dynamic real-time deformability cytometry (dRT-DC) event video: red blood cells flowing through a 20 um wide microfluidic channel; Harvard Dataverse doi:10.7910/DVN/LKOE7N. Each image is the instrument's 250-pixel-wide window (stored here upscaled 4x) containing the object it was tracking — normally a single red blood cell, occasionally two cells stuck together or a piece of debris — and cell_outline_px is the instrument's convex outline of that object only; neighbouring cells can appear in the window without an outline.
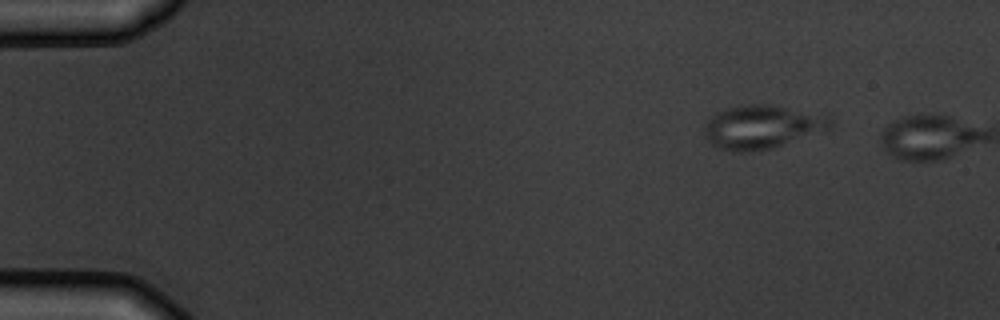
{"species": "common noctule bat (a hibernating species)", "species_latin": "Nyctalus noctula", "temperature_condition": "warm", "stored_images_in_passage": 2, "segment_of_instrument_passage": [1, 2], "camera_frame_rate_fps": 3000, "um_per_image_px": 0.085, "animal": {"sex": "male", "body_mass_g": 19.5, "forearm_length_mm": 54.6}, "frame": {"image": 1, "passage_image": 1, "time_ms": 0.0, "image_size_px": [1000, 320], "cell_outline_px": [[832, 128], [772, 148], [748, 152], [736, 152], [720, 148], [712, 144], [704, 136], [704, 124], [716, 112], [728, 108], [748, 104], [768, 104], [832, 112]], "centroid_in_image_um": [64.89, 10.75], "position_along_channel_um": 20.1, "area_um2": 32.83}}